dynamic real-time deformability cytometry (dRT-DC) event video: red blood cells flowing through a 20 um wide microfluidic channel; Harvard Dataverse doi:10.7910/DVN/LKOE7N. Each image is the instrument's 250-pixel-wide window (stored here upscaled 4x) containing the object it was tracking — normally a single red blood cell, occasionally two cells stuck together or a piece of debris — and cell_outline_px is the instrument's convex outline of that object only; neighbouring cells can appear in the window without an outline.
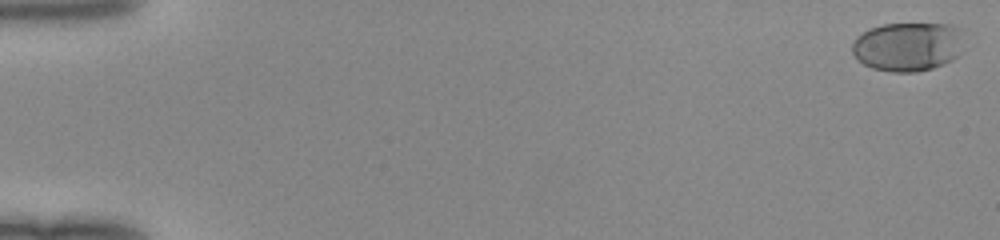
{"species": "human", "species_latin": "Homo sapiens", "temperature_condition": "room temperature", "stored_images_in_passage": 50, "camera_frame_rate_fps": 3000, "um_per_image_px": 0.085, "donor": {"sex": "female"}, "frame": {"image": 1, "passage_image": 1, "time_ms": 0.0, "image_size_px": [1000, 240], "cell_outline_px": [[964, 28], [956, 56], [952, 60], [944, 64], [932, 68], [916, 72], [892, 72], [872, 68], [864, 64], [852, 52], [852, 44], [856, 36], [868, 28], [884, 24], [952, 24]], "centroid_in_image_um": [77.15, 3.94], "position_along_channel_um": 7.9, "area_um2": 31.96}}
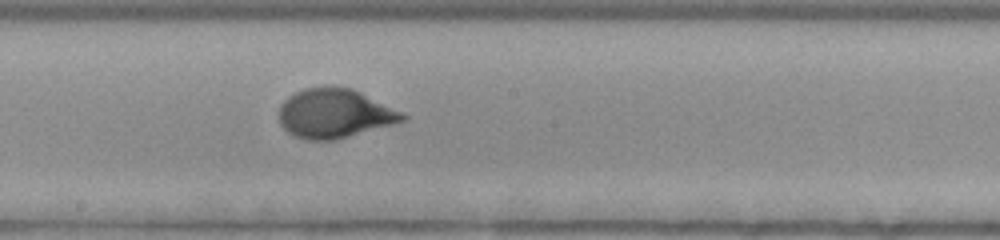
{"frame": {"image": 2, "passage_image": 29, "time_ms": 9.333, "image_size_px": [1000, 240], "cell_outline_px": [[408, 116], [404, 120], [392, 124], [336, 140], [304, 140], [292, 136], [280, 124], [280, 104], [288, 96], [304, 88], [324, 84], [332, 84], [352, 88], [404, 112]], "centroid_in_image_um": [28.42, 9.62], "position_along_channel_um": 219.8, "area_um2": 36.01}}
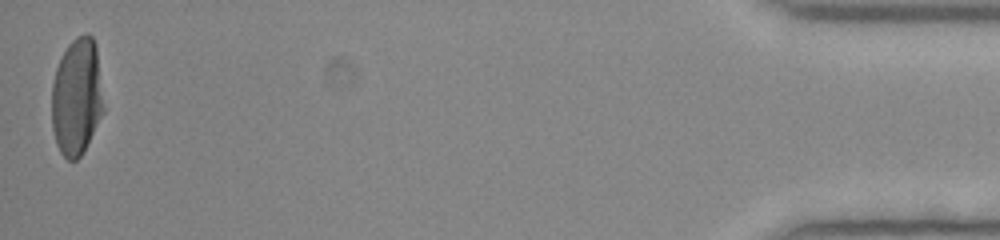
{"frame": {"image": 3, "passage_image": 50, "time_ms": 16.333, "image_size_px": [1000, 240], "cell_outline_px": [[104, 112], [80, 156], [76, 160], [68, 160], [60, 152], [56, 144], [52, 128], [52, 84], [56, 68], [68, 44], [76, 36], [84, 32], [88, 32], [92, 36], [96, 44], [104, 108]], "centroid_in_image_um": [6.52, 8.21], "position_along_channel_um": 428.7, "area_um2": 35.49}}